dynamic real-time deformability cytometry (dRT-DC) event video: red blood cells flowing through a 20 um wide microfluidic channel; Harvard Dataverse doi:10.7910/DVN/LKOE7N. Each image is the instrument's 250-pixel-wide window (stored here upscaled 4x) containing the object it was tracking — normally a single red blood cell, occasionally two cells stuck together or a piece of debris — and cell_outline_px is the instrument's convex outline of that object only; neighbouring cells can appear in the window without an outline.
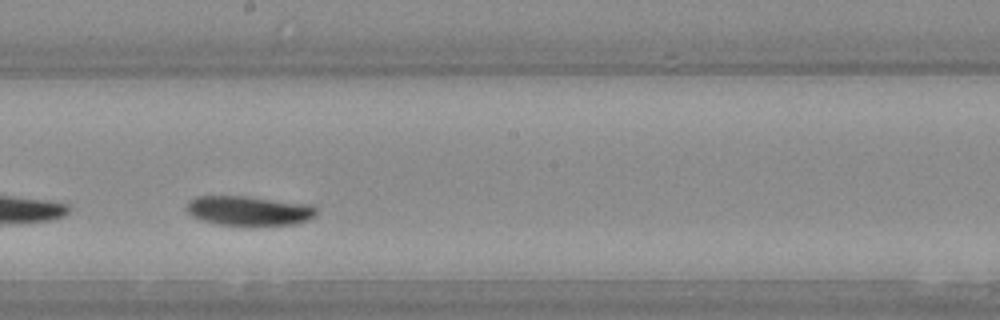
{"species": "Egyptian fruit bat (a non-hibernating species)", "species_latin": "Rousettus aegyptiacus", "temperature_condition": "warm", "stored_images_in_passage": 17, "camera_frame_rate_fps": 3000, "um_per_image_px": 0.085, "animal": {"sex": "female"}, "frame": {"image": 1, "passage_image": 12, "time_ms": 3.667, "image_size_px": [1000, 320], "cell_outline_px": [[316, 216], [308, 220], [296, 224], [256, 228], [244, 228], [216, 224], [200, 220], [192, 216], [184, 208], [188, 200], [196, 196], [244, 196], [312, 204], [316, 208]], "centroid_in_image_um": [21.15, 17.96], "position_along_channel_um": 227.0, "area_um2": 23.64}}
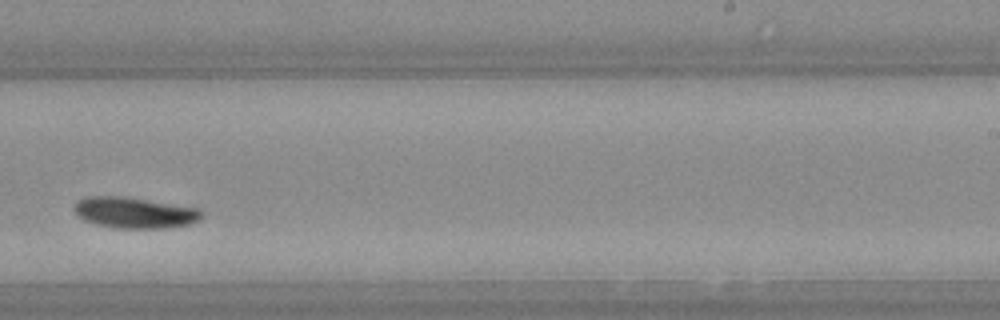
{"frame": {"image": 2, "passage_image": 15, "time_ms": 4.667, "image_size_px": [1000, 320], "cell_outline_px": [[200, 220], [188, 224], [168, 228], [112, 228], [96, 224], [84, 220], [72, 208], [76, 200], [84, 196], [124, 196], [200, 208]], "centroid_in_image_um": [11.39, 18.07], "position_along_channel_um": 277.6, "area_um2": 23.18}}